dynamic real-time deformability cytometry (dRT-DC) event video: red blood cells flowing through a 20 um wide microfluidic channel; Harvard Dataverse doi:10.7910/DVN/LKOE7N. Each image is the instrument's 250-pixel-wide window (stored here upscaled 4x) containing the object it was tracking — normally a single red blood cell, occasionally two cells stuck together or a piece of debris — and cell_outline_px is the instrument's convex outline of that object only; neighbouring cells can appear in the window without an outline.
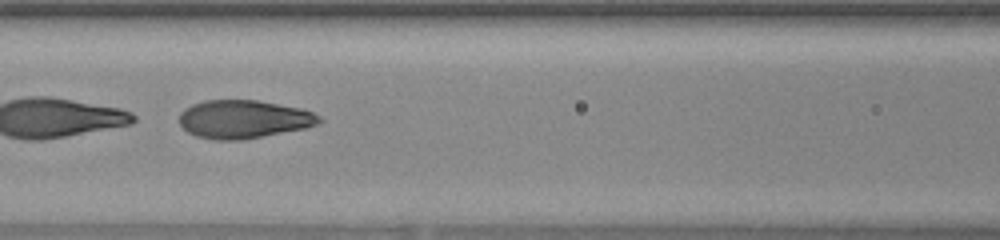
{"species": "human", "species_latin": "Homo sapiens", "temperature_condition": "warm", "stored_images_in_passage": 44, "segment_of_instrument_passage": [2, 2], "camera_frame_rate_fps": 3000, "um_per_image_px": 0.085, "donor": {"sex": "female"}, "frame": {"image": 1, "passage_image": 20, "time_ms": 6.333, "image_size_px": [1000, 240], "cell_outline_px": [[324, 120], [308, 128], [240, 140], [216, 140], [196, 136], [188, 132], [180, 124], [180, 112], [184, 108], [192, 104], [204, 100], [256, 100], [300, 108], [312, 112], [320, 116]], "centroid_in_image_um": [20.71, 10.13], "position_along_channel_um": 145.9, "area_um2": 31.21}}
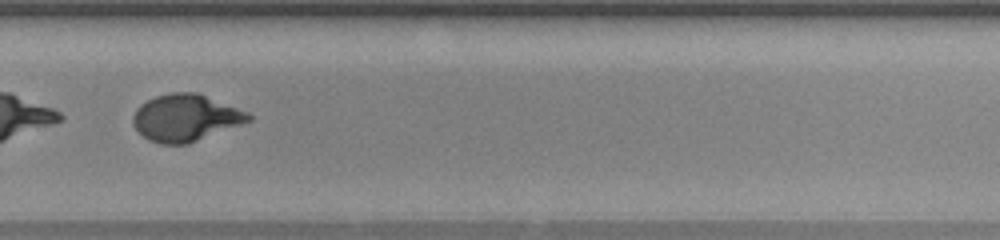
{"frame": {"image": 2, "passage_image": 31, "time_ms": 10.0, "image_size_px": [1000, 240], "cell_outline_px": [[252, 120], [188, 144], [160, 144], [148, 140], [132, 124], [132, 116], [136, 108], [140, 104], [156, 96], [172, 92], [196, 92], [248, 112], [252, 116]], "centroid_in_image_um": [15.75, 10.01], "position_along_channel_um": 314.0, "area_um2": 31.44}}